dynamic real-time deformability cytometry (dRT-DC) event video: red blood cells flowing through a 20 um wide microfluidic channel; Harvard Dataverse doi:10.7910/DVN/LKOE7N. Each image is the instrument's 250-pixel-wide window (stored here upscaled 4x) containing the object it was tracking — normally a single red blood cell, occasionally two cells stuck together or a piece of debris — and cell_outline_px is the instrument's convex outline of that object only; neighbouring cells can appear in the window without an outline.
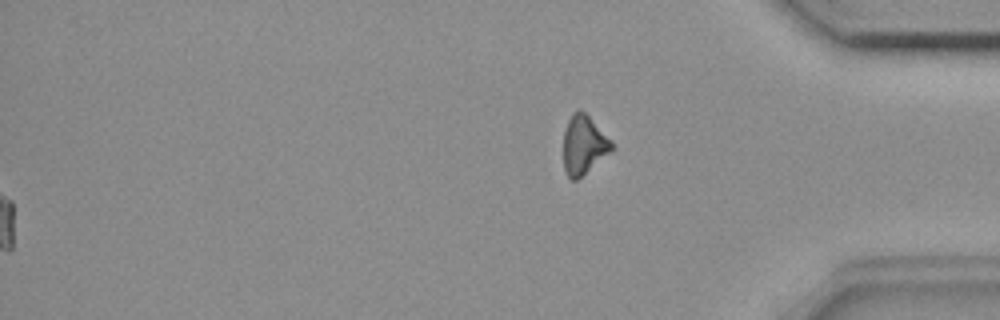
{"species": "common noctule bat (a hibernating species)", "species_latin": "Nyctalus noctula", "temperature_condition": "room temperature", "stored_images_in_passage": 56, "segment_of_instrument_passage": [2, 2], "camera_frame_rate_fps": 3000, "um_per_image_px": 0.085, "animal": {"sex": "female", "body_mass_g": 18.4}, "frame": {"image": 1, "passage_image": 56, "time_ms": 18.333, "image_size_px": [1000, 320], "cell_outline_px": [[612, 152], [576, 180], [572, 180], [568, 176], [564, 168], [564, 132], [568, 120], [572, 112], [576, 108], [580, 108], [612, 140]], "centroid_in_image_um": [49.62, 12.29], "position_along_channel_um": 385.6, "area_um2": 16.53}}